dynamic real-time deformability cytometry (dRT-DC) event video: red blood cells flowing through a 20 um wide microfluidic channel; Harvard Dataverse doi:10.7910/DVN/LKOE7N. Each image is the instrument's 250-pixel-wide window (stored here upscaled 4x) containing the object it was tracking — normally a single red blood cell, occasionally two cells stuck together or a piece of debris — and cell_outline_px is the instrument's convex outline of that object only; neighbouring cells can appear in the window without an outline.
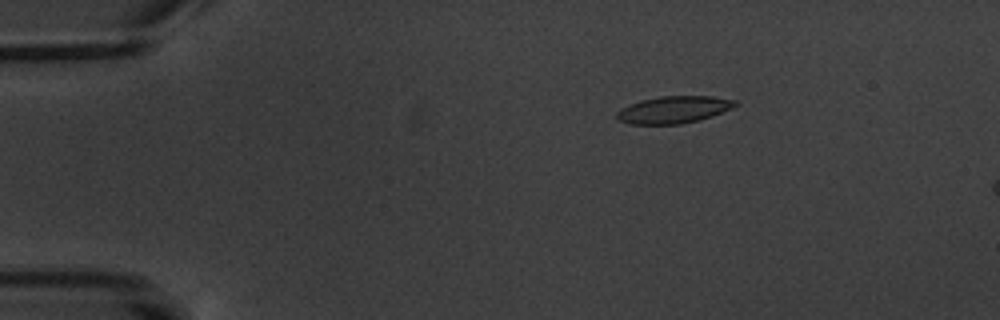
{"species": "common noctule bat (a hibernating species)", "species_latin": "Nyctalus noctula", "temperature_condition": "warm", "stored_images_in_passage": 5, "camera_frame_rate_fps": 3000, "um_per_image_px": 0.085, "animal": {"sex": "male", "body_mass_g": 20.1, "forearm_length_mm": 53.5}, "frame": {"image": 1, "passage_image": 3, "time_ms": 2.333, "image_size_px": [1000, 320], "cell_outline_px": [[740, 104], [732, 108], [712, 116], [700, 120], [680, 124], [628, 124], [616, 120], [616, 112], [620, 108], [640, 100], [660, 96], [712, 96], [736, 100]], "centroid_in_image_um": [57.25, 9.32], "position_along_channel_um": 27.8, "area_um2": 18.96}}